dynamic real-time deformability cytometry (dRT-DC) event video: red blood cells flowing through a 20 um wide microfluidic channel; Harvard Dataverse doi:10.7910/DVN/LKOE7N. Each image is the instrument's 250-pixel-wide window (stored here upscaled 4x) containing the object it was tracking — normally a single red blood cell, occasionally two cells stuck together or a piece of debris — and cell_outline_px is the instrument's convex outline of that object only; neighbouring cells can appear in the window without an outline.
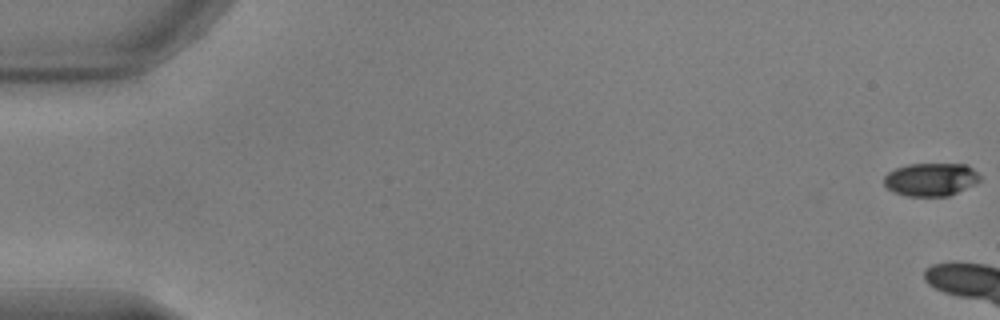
{"species": "common noctule bat (a hibernating species)", "species_latin": "Nyctalus noctula", "temperature_condition": "warm", "stored_images_in_passage": 9, "camera_frame_rate_fps": 3000, "um_per_image_px": 0.085, "animal": {"sex": "male", "body_mass_g": 17.9, "forearm_length_mm": 54.2}, "frame": {"image": 1, "passage_image": 1, "time_ms": 0.0, "image_size_px": [1000, 320], "cell_outline_px": [[980, 180], [976, 184], [948, 196], [904, 196], [892, 192], [884, 184], [884, 176], [888, 172], [896, 168], [908, 164], [968, 164], [980, 176]], "centroid_in_image_um": [79.11, 15.26], "position_along_channel_um": 5.9, "area_um2": 18.61}}